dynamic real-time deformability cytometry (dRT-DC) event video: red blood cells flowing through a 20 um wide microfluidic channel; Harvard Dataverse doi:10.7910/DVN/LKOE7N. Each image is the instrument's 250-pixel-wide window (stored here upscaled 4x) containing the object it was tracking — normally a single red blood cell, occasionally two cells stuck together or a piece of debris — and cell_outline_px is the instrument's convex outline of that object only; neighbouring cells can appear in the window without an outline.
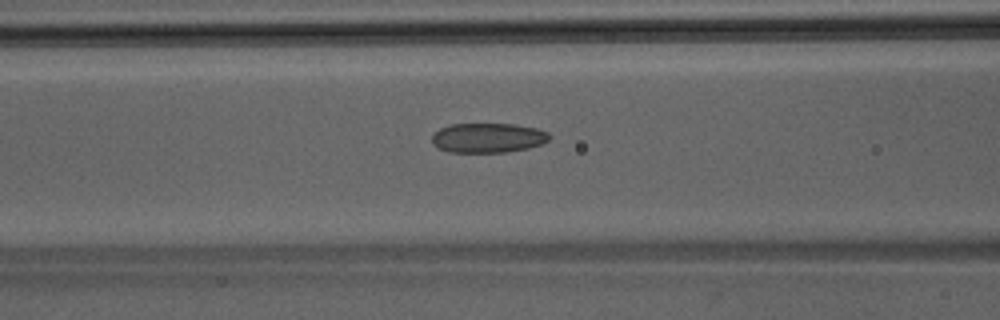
{"species": "Egyptian fruit bat (a non-hibernating species)", "species_latin": "Rousettus aegyptiacus", "temperature_condition": "room temperature", "stored_images_in_passage": 46, "camera_frame_rate_fps": 3000, "um_per_image_px": 0.085, "animal": {"sex": "male"}, "frame": {"image": 1, "passage_image": 19, "time_ms": 6.0, "image_size_px": [1000, 320], "cell_outline_px": [[552, 136], [548, 140], [540, 144], [528, 148], [508, 152], [448, 152], [432, 144], [432, 136], [440, 128], [448, 124], [516, 124], [536, 128], [548, 132]], "centroid_in_image_um": [41.48, 11.71], "position_along_channel_um": 125.1, "area_um2": 20.35}}
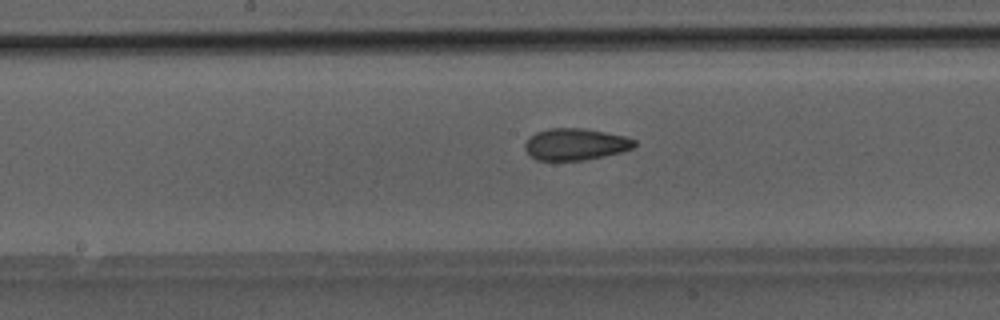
{"frame": {"image": 2, "passage_image": 24, "time_ms": 7.667, "image_size_px": [1000, 320], "cell_outline_px": [[636, 144], [632, 148], [620, 152], [604, 156], [584, 160], [536, 160], [524, 148], [524, 144], [528, 136], [536, 132], [548, 128], [584, 128], [628, 136], [636, 140]], "centroid_in_image_um": [48.91, 12.24], "position_along_channel_um": 199.3, "area_um2": 20.4}}
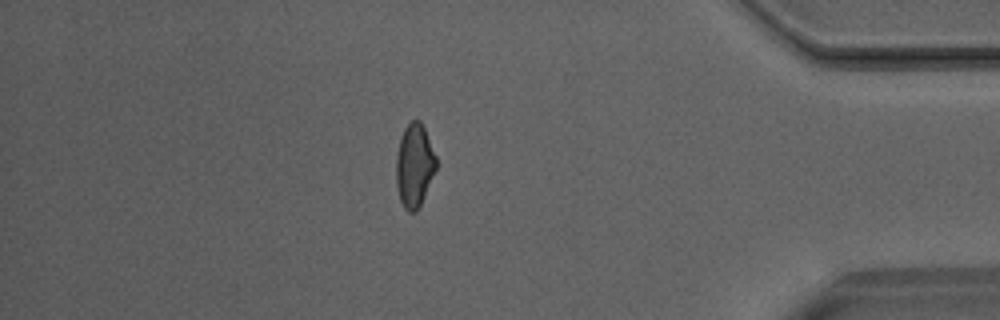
{"frame": {"image": 3, "passage_image": 40, "time_ms": 13.0, "image_size_px": [1000, 320], "cell_outline_px": [[436, 168], [424, 196], [416, 212], [408, 212], [404, 208], [400, 200], [396, 184], [396, 156], [400, 136], [404, 128], [412, 120], [420, 120], [424, 128], [436, 156]], "centroid_in_image_um": [35.2, 14.06], "position_along_channel_um": 400.0, "area_um2": 19.31}}